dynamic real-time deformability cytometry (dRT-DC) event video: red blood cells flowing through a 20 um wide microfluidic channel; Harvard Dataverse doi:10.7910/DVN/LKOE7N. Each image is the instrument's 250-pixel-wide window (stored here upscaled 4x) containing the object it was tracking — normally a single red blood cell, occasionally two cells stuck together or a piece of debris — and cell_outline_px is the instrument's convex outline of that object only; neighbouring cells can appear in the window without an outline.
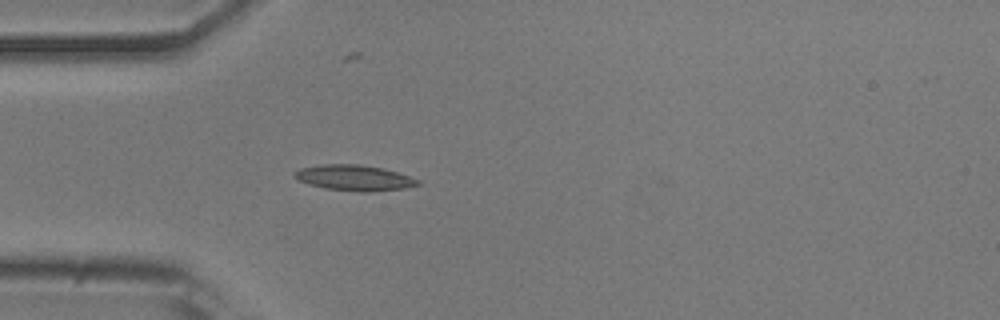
{"species": "common noctule bat (a hibernating species)", "species_latin": "Nyctalus noctula", "temperature_condition": "room temperature", "stored_images_in_passage": 29, "camera_frame_rate_fps": 3000, "um_per_image_px": 0.085, "animal": {"sex": "male", "body_mass_g": 20.5, "forearm_length_mm": 52.5}, "frame": {"image": 1, "passage_image": 1, "time_ms": 0.0, "image_size_px": [1000, 320], "cell_outline_px": [[424, 184], [404, 188], [368, 192], [360, 192], [324, 188], [308, 184], [296, 180], [292, 176], [292, 172], [300, 168], [320, 164], [360, 164], [384, 168], [420, 180]], "centroid_in_image_um": [30.08, 15.11], "position_along_channel_um": 54.9, "area_um2": 18.73}}
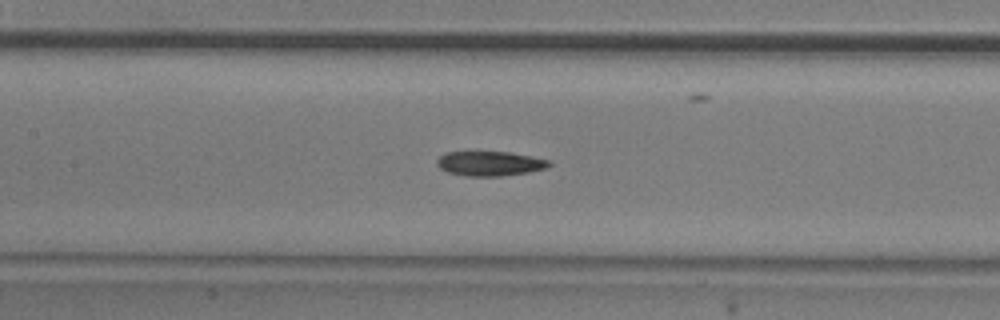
{"frame": {"image": 2, "passage_image": 10, "time_ms": 3.0, "image_size_px": [1000, 320], "cell_outline_px": [[552, 164], [548, 168], [528, 172], [500, 176], [464, 176], [448, 172], [440, 168], [436, 164], [436, 160], [440, 156], [448, 152], [512, 152], [552, 160]], "centroid_in_image_um": [41.69, 13.9], "position_along_channel_um": 165.7, "area_um2": 16.24}}
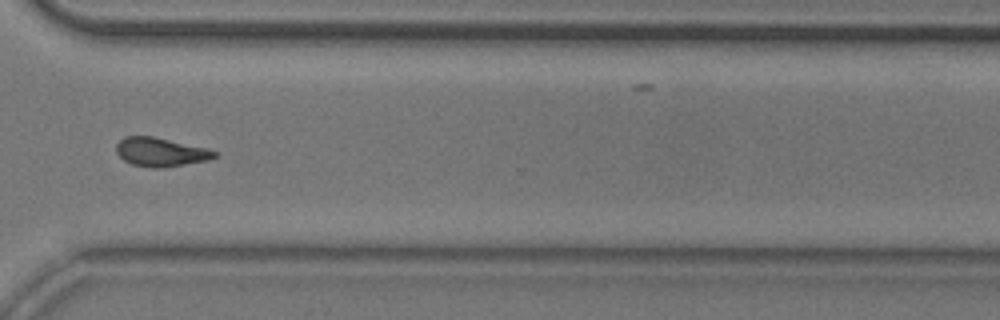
{"frame": {"image": 3, "passage_image": 25, "time_ms": 8.0, "image_size_px": [1000, 320], "cell_outline_px": [[216, 156], [208, 160], [160, 168], [152, 168], [132, 164], [124, 160], [116, 152], [116, 144], [124, 136], [152, 136], [208, 148], [216, 152]], "centroid_in_image_um": [13.63, 12.92], "position_along_channel_um": 357.0, "area_um2": 16.36}}